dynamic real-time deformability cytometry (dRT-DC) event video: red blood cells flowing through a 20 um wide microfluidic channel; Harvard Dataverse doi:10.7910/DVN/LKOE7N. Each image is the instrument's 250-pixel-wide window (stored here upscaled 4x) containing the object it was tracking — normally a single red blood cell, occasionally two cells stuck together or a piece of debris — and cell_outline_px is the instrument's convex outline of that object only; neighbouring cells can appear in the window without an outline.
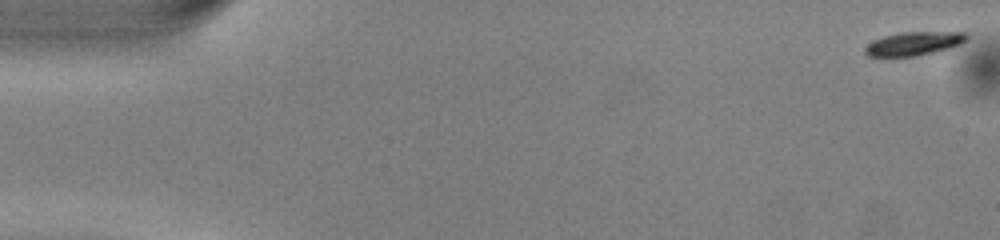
{"species": "common noctule bat (a hibernating species)", "species_latin": "Nyctalus noctula", "temperature_condition": "warm", "stored_images_in_passage": 50, "camera_frame_rate_fps": 3000, "um_per_image_px": 0.085, "animal": {"sex": "male", "body_mass_g": 13.0, "forearm_length_mm": 53.1}, "frame": {"image": 1, "passage_image": 1, "time_ms": 0.0, "image_size_px": [1000, 240], "cell_outline_px": [[968, 36], [960, 44], [936, 52], [916, 56], [868, 56], [864, 52], [864, 48], [868, 44], [884, 36], [900, 32], [964, 32]], "centroid_in_image_um": [77.67, 3.7], "position_along_channel_um": 7.3, "area_um2": 13.76}}
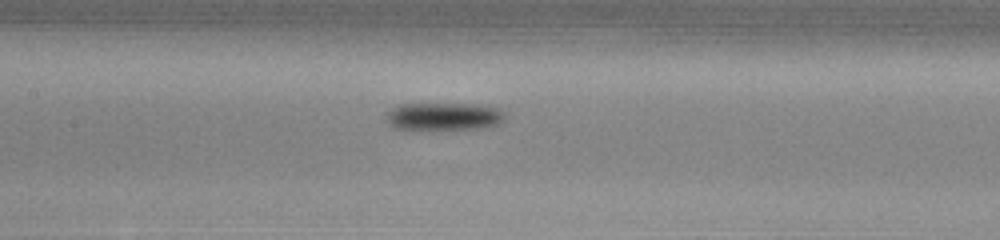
{"frame": {"image": 2, "passage_image": 24, "time_ms": 7.667, "image_size_px": [1000, 240], "cell_outline_px": [[504, 120], [500, 124], [484, 128], [392, 128], [384, 120], [384, 116], [392, 108], [400, 104], [480, 104], [500, 108], [504, 112]], "centroid_in_image_um": [37.74, 9.87], "position_along_channel_um": 169.7, "area_um2": 19.13}}
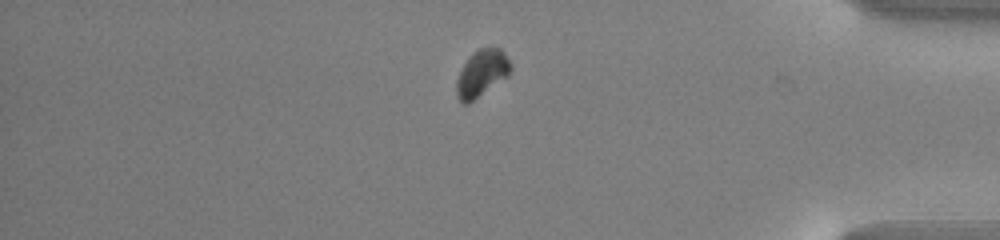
{"frame": {"image": 3, "passage_image": 43, "time_ms": 14.0, "image_size_px": [1000, 240], "cell_outline_px": [[512, 68], [508, 76], [468, 104], [464, 104], [456, 96], [456, 80], [464, 64], [476, 48], [500, 48], [504, 52], [512, 64]], "centroid_in_image_um": [40.96, 6.23], "position_along_channel_um": 394.2, "area_um2": 14.74}}